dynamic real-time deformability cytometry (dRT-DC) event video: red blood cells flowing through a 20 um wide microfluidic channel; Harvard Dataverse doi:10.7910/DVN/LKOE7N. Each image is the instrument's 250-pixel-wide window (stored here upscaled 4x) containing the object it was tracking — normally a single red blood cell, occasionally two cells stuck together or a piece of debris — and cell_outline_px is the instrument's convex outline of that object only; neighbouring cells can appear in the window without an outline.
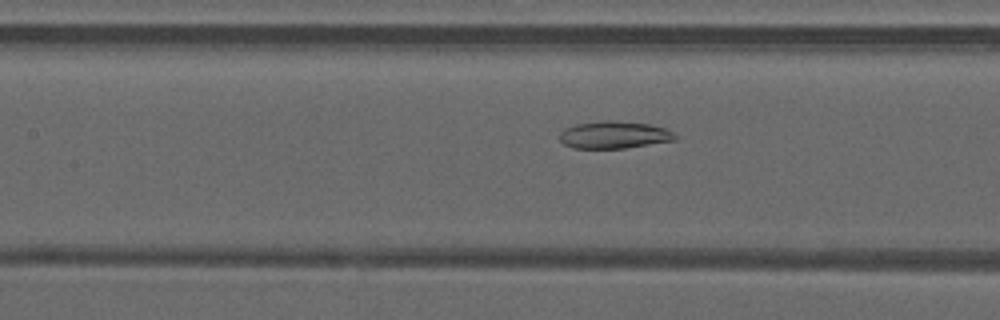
{"species": "common noctule bat (a hibernating species)", "species_latin": "Nyctalus noctula", "temperature_condition": "warm", "stored_images_in_passage": 43, "camera_frame_rate_fps": 3000, "um_per_image_px": 0.085, "animal": {"sex": "male", "forearm_length_mm": 52.5}, "frame": {"image": 1, "passage_image": 17, "time_ms": 5.333, "image_size_px": [1000, 320], "cell_outline_px": [[676, 140], [624, 148], [572, 148], [564, 144], [560, 140], [560, 132], [564, 128], [576, 124], [600, 120], [612, 120], [648, 124], [664, 128], [672, 132], [676, 136]], "centroid_in_image_um": [52.16, 11.46], "position_along_channel_um": 155.2, "area_um2": 18.32}}
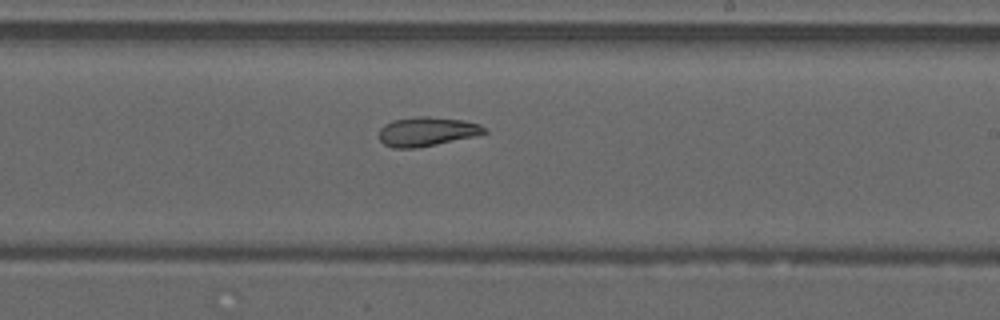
{"frame": {"image": 2, "passage_image": 24, "time_ms": 7.667, "image_size_px": [1000, 320], "cell_outline_px": [[488, 132], [472, 136], [436, 144], [416, 148], [392, 148], [384, 144], [380, 140], [380, 128], [384, 124], [392, 120], [420, 116], [428, 116], [464, 120], [480, 124], [488, 128]], "centroid_in_image_um": [36.28, 11.17], "position_along_channel_um": 252.7, "area_um2": 17.86}}
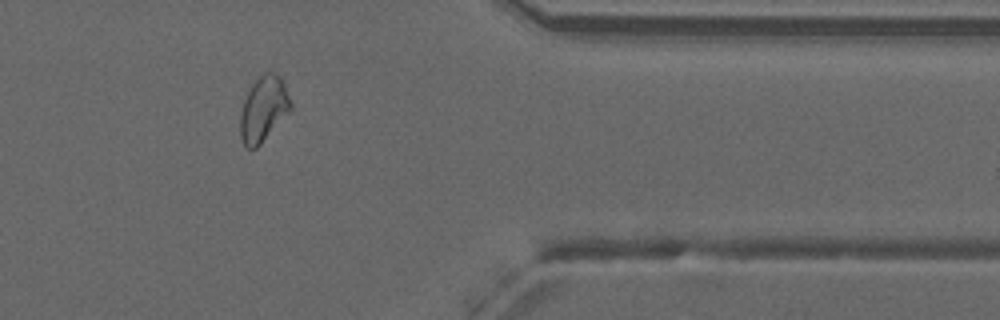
{"frame": {"image": 3, "passage_image": 35, "time_ms": 11.333, "image_size_px": [1000, 320], "cell_outline_px": [[292, 112], [256, 148], [248, 148], [244, 144], [240, 136], [240, 112], [244, 100], [252, 84], [264, 72], [276, 72], [280, 76], [292, 104]], "centroid_in_image_um": [22.42, 9.27], "position_along_channel_um": 389.0, "area_um2": 19.31}, "authors_computed_cell_mechanics": {"area_um2": 19.3052, "velocity_mm_per_s": 4.2029, "shape_relaxation_time_tau1_ms": null, "shape_relaxation_time_tau2_ms": 1.6259, "deformation_change_tau1": null, "deformation_change_tau2": 0.0809}}